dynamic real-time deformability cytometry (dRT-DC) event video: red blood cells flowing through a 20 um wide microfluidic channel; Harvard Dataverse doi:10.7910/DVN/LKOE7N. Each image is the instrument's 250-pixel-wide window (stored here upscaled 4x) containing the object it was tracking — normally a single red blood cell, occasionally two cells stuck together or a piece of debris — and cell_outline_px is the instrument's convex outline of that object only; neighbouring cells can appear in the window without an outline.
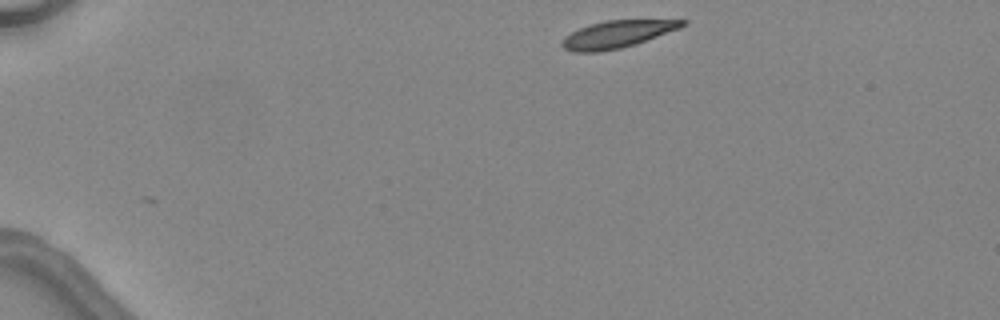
{"species": "common noctule bat (a hibernating species)", "species_latin": "Nyctalus noctula", "temperature_condition": "warm", "stored_images_in_passage": 4, "camera_frame_rate_fps": 3000, "um_per_image_px": 0.085, "animal": {"sex": "female", "body_mass_g": 24.6, "forearm_length_mm": 56.2}, "frame": {"image": 1, "passage_image": 1, "time_ms": 0.0, "image_size_px": [1000, 320], "cell_outline_px": [[688, 20], [680, 28], [636, 44], [620, 48], [596, 52], [576, 52], [564, 48], [560, 44], [564, 36], [588, 24], [608, 20]], "centroid_in_image_um": [52.43, 2.91], "position_along_channel_um": 32.6, "area_um2": 18.9}}